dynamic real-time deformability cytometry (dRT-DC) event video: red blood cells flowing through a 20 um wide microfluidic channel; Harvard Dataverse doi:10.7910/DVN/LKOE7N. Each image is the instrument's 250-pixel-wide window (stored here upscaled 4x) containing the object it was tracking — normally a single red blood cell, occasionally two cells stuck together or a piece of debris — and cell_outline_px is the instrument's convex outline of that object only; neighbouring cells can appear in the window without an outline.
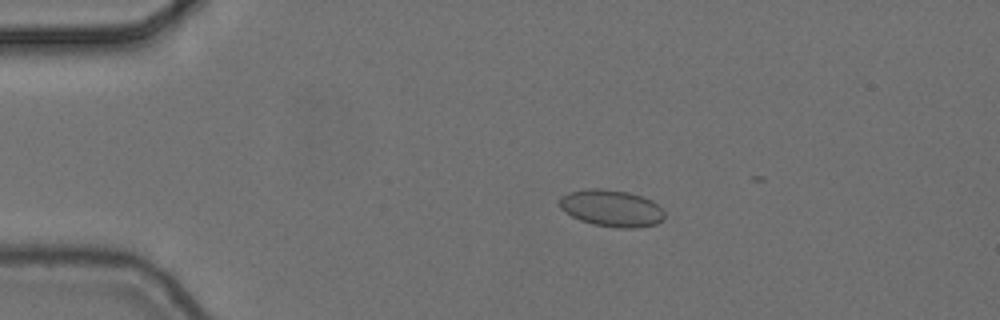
{"species": "common noctule bat (a hibernating species)", "species_latin": "Nyctalus noctula", "temperature_condition": "cold", "stored_images_in_passage": 5, "camera_frame_rate_fps": 3000, "um_per_image_px": 0.085, "animal": {"sex": "female", "body_mass_g": 24.6, "forearm_length_mm": 56.2}, "frame": {"image": 1, "passage_image": 4, "time_ms": 1.0, "image_size_px": [1000, 320], "cell_outline_px": [[664, 220], [656, 224], [636, 228], [616, 228], [592, 224], [580, 220], [564, 212], [560, 208], [560, 200], [568, 192], [588, 188], [604, 188], [628, 192], [652, 200], [664, 212]], "centroid_in_image_um": [51.98, 17.7], "position_along_channel_um": 33.0, "area_um2": 22.6}}